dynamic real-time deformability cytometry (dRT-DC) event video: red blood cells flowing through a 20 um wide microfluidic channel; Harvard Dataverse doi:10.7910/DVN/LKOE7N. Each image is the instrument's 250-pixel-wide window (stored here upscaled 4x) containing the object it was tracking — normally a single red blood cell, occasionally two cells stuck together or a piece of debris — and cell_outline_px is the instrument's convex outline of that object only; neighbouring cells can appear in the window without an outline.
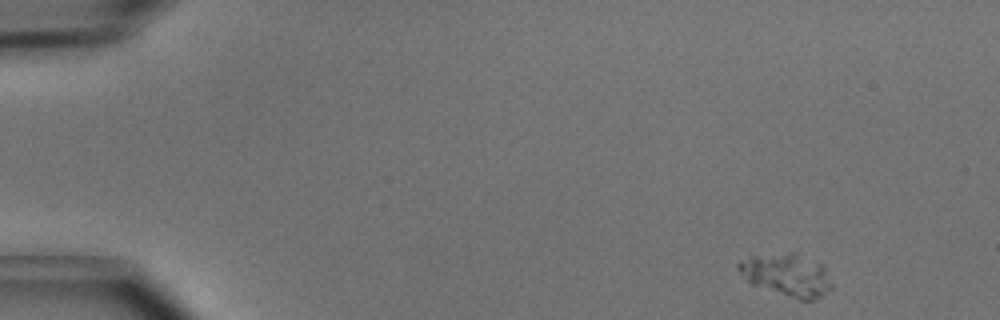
{"species": "common noctule bat (a hibernating species)", "species_latin": "Nyctalus noctula", "temperature_condition": "cold", "stored_images_in_passage": 3, "camera_frame_rate_fps": 3000, "um_per_image_px": 0.085, "animal": {"sex": "male", "body_mass_g": 15.6}, "frame": {"image": 1, "passage_image": 1, "time_ms": 0.0, "image_size_px": [1000, 320], "cell_outline_px": [[832, 288], [820, 296], [812, 300], [800, 300], [752, 284], [736, 268], [736, 264], [740, 260], [752, 256], [788, 252], [796, 252], [824, 264], [832, 284]], "centroid_in_image_um": [66.91, 23.34], "position_along_channel_um": 18.1, "area_um2": 23.12}}